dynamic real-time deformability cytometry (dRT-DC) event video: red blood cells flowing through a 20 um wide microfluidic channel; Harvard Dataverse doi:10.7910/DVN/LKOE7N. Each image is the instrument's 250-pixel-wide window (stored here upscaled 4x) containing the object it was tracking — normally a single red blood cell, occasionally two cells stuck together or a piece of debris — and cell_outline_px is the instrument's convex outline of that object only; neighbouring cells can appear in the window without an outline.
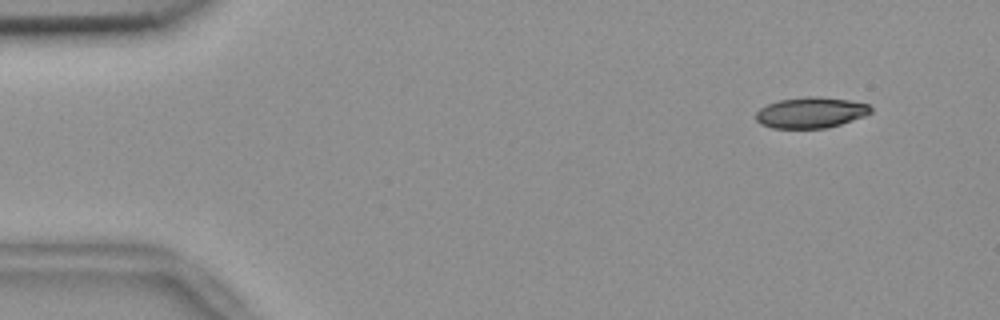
{"species": "common noctule bat (a hibernating species)", "species_latin": "Nyctalus noctula", "temperature_condition": "room temperature", "stored_images_in_passage": 51, "camera_frame_rate_fps": 3000, "um_per_image_px": 0.085, "animal": {"sex": "female", "body_mass_g": 18.4}, "frame": {"image": 1, "passage_image": 1, "time_ms": 0.0, "image_size_px": [1000, 320], "cell_outline_px": [[872, 112], [864, 116], [828, 128], [772, 128], [760, 124], [756, 120], [756, 112], [760, 108], [768, 104], [780, 100], [808, 96], [816, 96], [848, 100], [868, 104], [872, 108]], "centroid_in_image_um": [68.91, 9.57], "position_along_channel_um": 16.1, "area_um2": 20.58}}
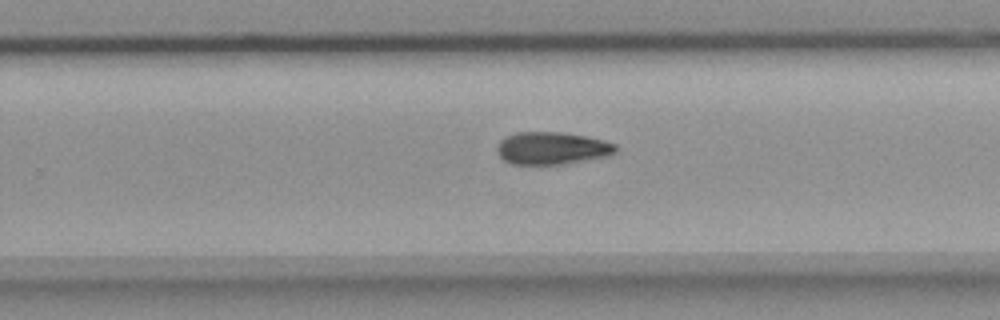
{"frame": {"image": 2, "passage_image": 31, "time_ms": 10.0, "image_size_px": [1000, 320], "cell_outline_px": [[616, 152], [608, 156], [560, 164], [516, 164], [504, 160], [500, 156], [496, 148], [496, 144], [504, 136], [516, 132], [564, 132], [604, 140], [616, 144]], "centroid_in_image_um": [46.89, 12.58], "position_along_channel_um": 282.9, "area_um2": 22.43}}
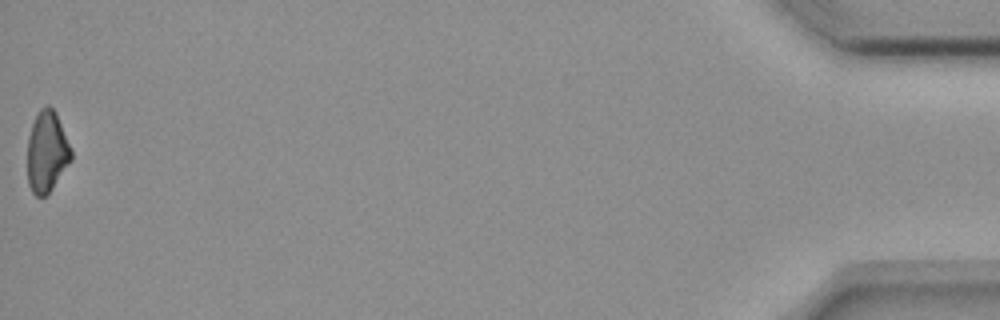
{"frame": {"image": 3, "passage_image": 51, "time_ms": 16.667, "image_size_px": [1000, 320], "cell_outline_px": [[72, 160], [52, 188], [44, 196], [36, 196], [32, 192], [28, 184], [28, 136], [32, 124], [40, 108], [48, 104], [56, 112], [72, 148]], "centroid_in_image_um": [4.0, 12.88], "position_along_channel_um": 431.2, "area_um2": 20.75}}